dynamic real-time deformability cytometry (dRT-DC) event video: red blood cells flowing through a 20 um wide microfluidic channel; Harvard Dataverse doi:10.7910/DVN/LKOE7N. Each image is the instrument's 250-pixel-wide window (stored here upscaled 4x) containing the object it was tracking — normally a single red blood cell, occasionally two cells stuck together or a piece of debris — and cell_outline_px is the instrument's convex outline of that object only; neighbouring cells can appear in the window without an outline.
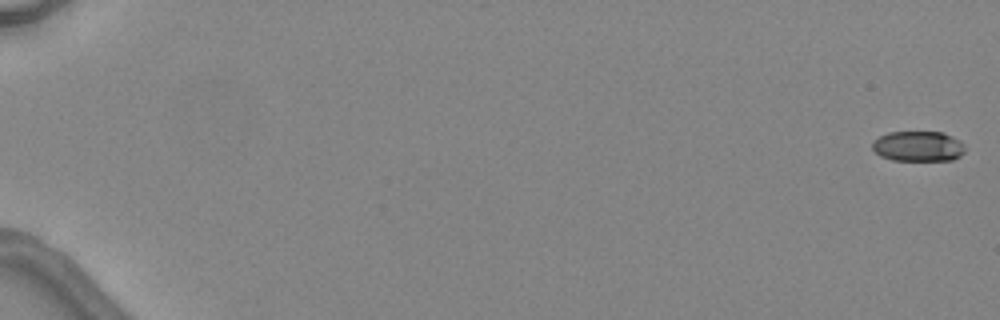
{"species": "common noctule bat (a hibernating species)", "species_latin": "Nyctalus noctula", "temperature_condition": "warm", "stored_images_in_passage": 5, "camera_frame_rate_fps": 3000, "um_per_image_px": 0.085, "animal": {"sex": "female", "body_mass_g": 24.6, "forearm_length_mm": 56.2}, "frame": {"image": 1, "passage_image": 1, "time_ms": 0.0, "image_size_px": [1000, 320], "cell_outline_px": [[964, 152], [960, 156], [952, 160], [892, 160], [880, 156], [872, 148], [872, 140], [888, 132], [944, 132], [960, 140], [964, 144]], "centroid_in_image_um": [78.04, 12.43], "position_along_channel_um": 7.0, "area_um2": 16.47}}
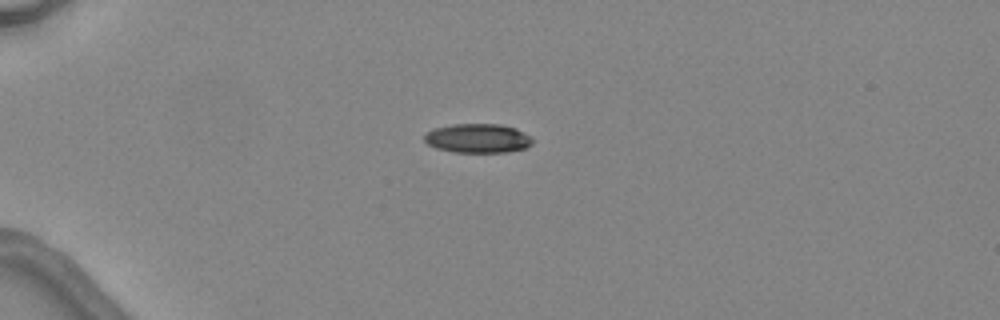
{"frame": {"image": 2, "passage_image": 5, "time_ms": 4.667, "image_size_px": [1000, 320], "cell_outline_px": [[532, 144], [524, 148], [508, 152], [452, 152], [436, 148], [428, 144], [424, 140], [424, 132], [432, 128], [452, 124], [500, 124], [516, 128], [532, 136]], "centroid_in_image_um": [40.59, 11.75], "position_along_channel_um": 44.4, "area_um2": 18.61}}